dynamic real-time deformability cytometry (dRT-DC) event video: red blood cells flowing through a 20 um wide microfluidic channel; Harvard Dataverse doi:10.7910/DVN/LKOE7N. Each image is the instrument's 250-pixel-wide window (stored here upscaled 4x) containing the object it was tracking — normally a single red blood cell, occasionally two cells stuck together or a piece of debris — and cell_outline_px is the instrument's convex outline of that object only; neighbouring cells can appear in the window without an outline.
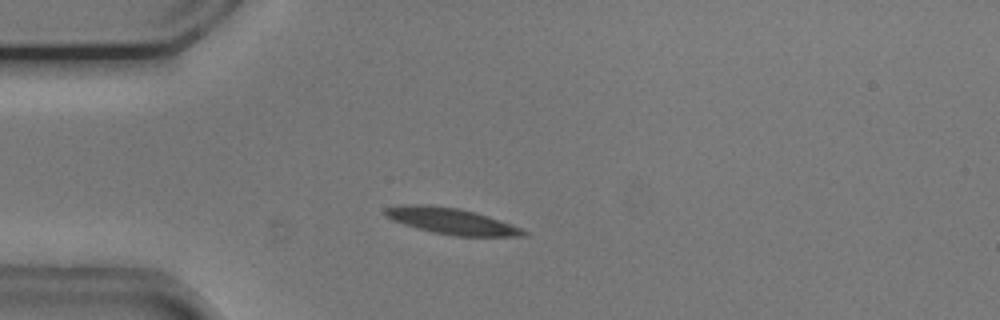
{"species": "common noctule bat (a hibernating species)", "species_latin": "Nyctalus noctula", "temperature_condition": "cold", "stored_images_in_passage": 28, "camera_frame_rate_fps": 3000, "um_per_image_px": 0.085, "animal": {"sex": "male", "body_mass_g": 20.5, "forearm_length_mm": 52.5}, "frame": {"image": 1, "passage_image": 1, "time_ms": 0.0, "image_size_px": [1000, 320], "cell_outline_px": [[528, 236], [456, 236], [432, 232], [416, 228], [392, 220], [384, 216], [384, 208], [400, 204], [428, 204], [460, 208], [476, 212], [488, 216], [520, 228], [528, 232]], "centroid_in_image_um": [38.31, 18.78], "position_along_channel_um": 46.7, "area_um2": 21.21}}
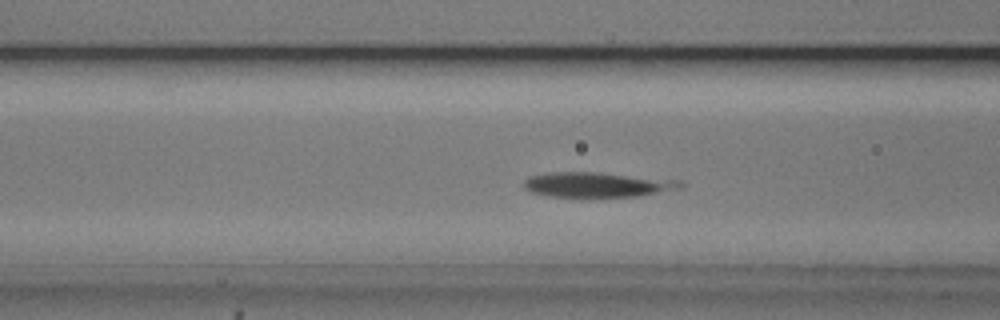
{"frame": {"image": 2, "passage_image": 8, "time_ms": 2.333, "image_size_px": [1000, 320], "cell_outline_px": [[684, 184], [680, 188], [636, 196], [548, 196], [532, 192], [524, 188], [524, 180], [532, 176], [548, 172], [600, 172], [680, 180]], "centroid_in_image_um": [50.76, 15.68], "position_along_channel_um": 115.8, "area_um2": 22.43}}